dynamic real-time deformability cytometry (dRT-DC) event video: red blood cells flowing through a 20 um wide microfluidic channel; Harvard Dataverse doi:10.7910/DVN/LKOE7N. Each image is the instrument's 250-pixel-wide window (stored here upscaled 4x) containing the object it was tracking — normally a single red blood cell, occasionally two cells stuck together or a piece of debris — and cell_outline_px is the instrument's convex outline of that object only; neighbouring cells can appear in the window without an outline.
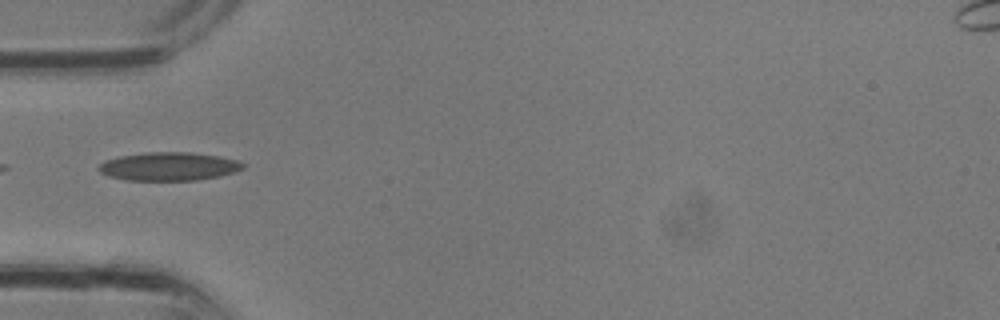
{"species": "common noctule bat (a hibernating species)", "species_latin": "Nyctalus noctula", "temperature_condition": "room temperature", "stored_images_in_passage": 8, "camera_frame_rate_fps": 3000, "um_per_image_px": 0.085, "animal": {"sex": "male", "body_mass_g": 13.3}, "frame": {"image": 1, "passage_image": 1, "time_ms": 0.0, "image_size_px": [1000, 320], "cell_outline_px": [[244, 168], [236, 172], [220, 176], [196, 180], [124, 180], [108, 176], [100, 172], [96, 168], [104, 160], [120, 156], [148, 152], [192, 152], [216, 156], [236, 160], [244, 164]], "centroid_in_image_um": [14.32, 14.15], "position_along_channel_um": 70.7, "area_um2": 23.87}}
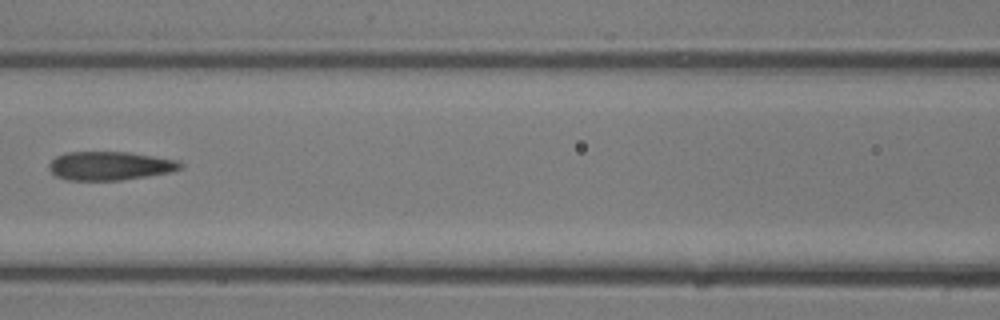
{"frame": {"image": 2, "passage_image": 5, "time_ms": 1.333, "image_size_px": [1000, 320], "cell_outline_px": [[184, 168], [168, 172], [120, 180], [68, 180], [56, 176], [48, 168], [48, 164], [56, 156], [64, 152], [128, 152], [180, 160], [184, 164]], "centroid_in_image_um": [9.35, 14.08], "position_along_channel_um": 157.3, "area_um2": 21.96}}
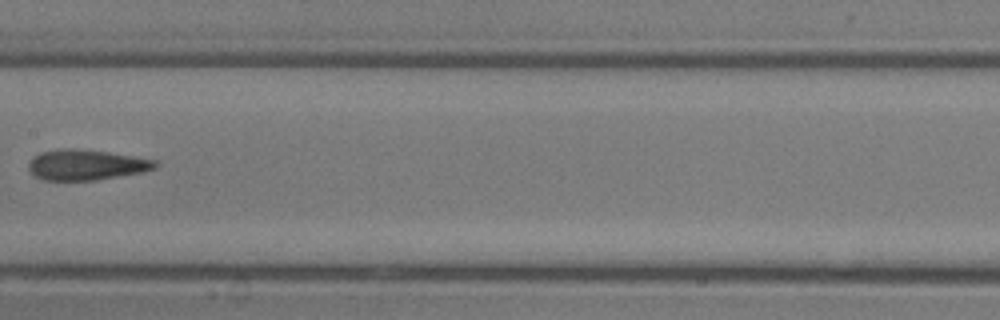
{"frame": {"image": 3, "passage_image": 7, "time_ms": 2.0, "image_size_px": [1000, 320], "cell_outline_px": [[160, 164], [156, 168], [144, 172], [96, 180], [40, 180], [28, 172], [28, 164], [32, 156], [40, 152], [64, 148], [76, 148], [108, 152], [160, 160]], "centroid_in_image_um": [7.34, 14.01], "position_along_channel_um": 200.1, "area_um2": 23.0}}